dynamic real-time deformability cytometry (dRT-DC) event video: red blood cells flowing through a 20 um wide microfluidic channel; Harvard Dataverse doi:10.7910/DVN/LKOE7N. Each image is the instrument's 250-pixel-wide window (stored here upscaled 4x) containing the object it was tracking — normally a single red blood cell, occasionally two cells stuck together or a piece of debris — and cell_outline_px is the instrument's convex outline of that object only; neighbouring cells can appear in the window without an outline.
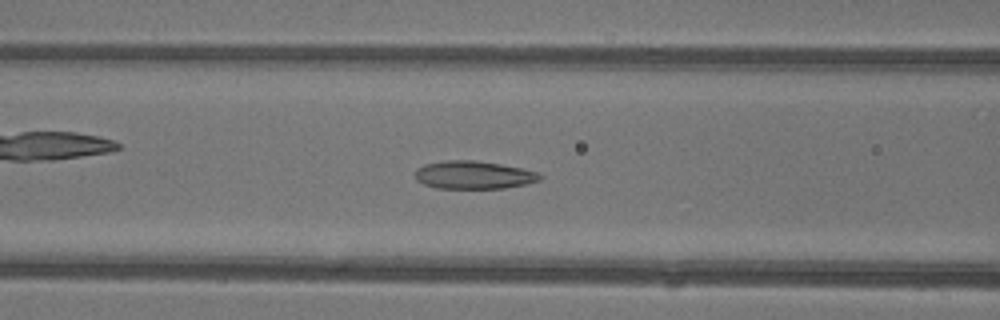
{"species": "common noctule bat (a hibernating species)", "species_latin": "Nyctalus noctula", "temperature_condition": "warm", "stored_images_in_passage": 37, "camera_frame_rate_fps": 3000, "um_per_image_px": 0.085, "animal": {"sex": "female"}, "frame": {"image": 1, "passage_image": 10, "time_ms": 3.0, "image_size_px": [1000, 320], "cell_outline_px": [[544, 176], [540, 180], [528, 184], [504, 188], [436, 188], [424, 184], [416, 180], [416, 168], [424, 164], [448, 160], [472, 160], [500, 164], [520, 168], [536, 172]], "centroid_in_image_um": [40.26, 14.87], "position_along_channel_um": 126.3, "area_um2": 20.29}}
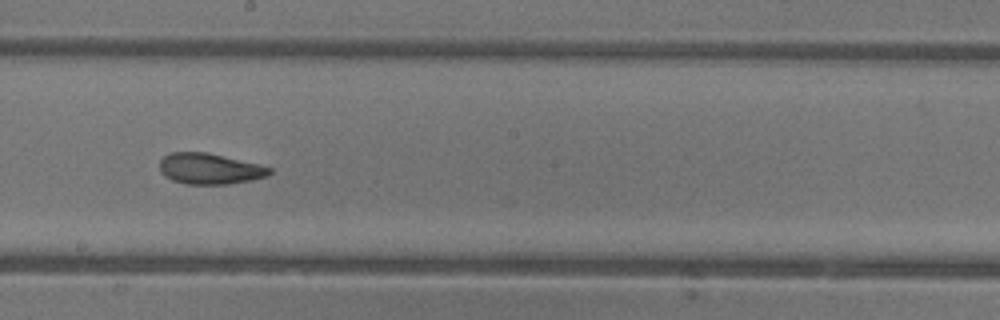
{"frame": {"image": 2, "passage_image": 17, "time_ms": 5.333, "image_size_px": [1000, 320], "cell_outline_px": [[272, 172], [268, 176], [252, 180], [228, 184], [184, 184], [172, 180], [164, 176], [160, 172], [160, 160], [164, 156], [172, 152], [208, 152], [260, 164], [272, 168]], "centroid_in_image_um": [17.84, 14.34], "position_along_channel_um": 230.4, "area_um2": 20.0}}
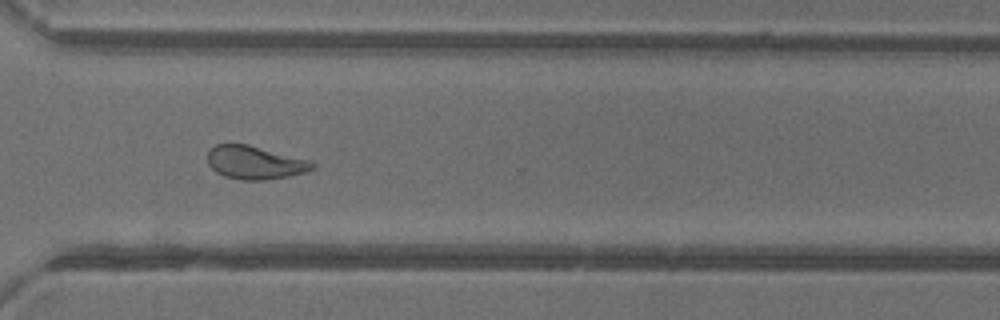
{"frame": {"image": 3, "passage_image": 25, "time_ms": 8.0, "image_size_px": [1000, 320], "cell_outline_px": [[316, 168], [304, 172], [288, 176], [264, 180], [240, 180], [224, 176], [216, 172], [208, 164], [208, 148], [216, 144], [248, 144], [312, 160], [316, 164]], "centroid_in_image_um": [21.68, 13.81], "position_along_channel_um": 348.9, "area_um2": 20.58}, "authors_computed_cell_mechanics": {"area_um2": 20.7502, "velocity_mm_per_s": 4.4591, "shape_relaxation_time_tau1_ms": null, "shape_relaxation_time_tau2_ms": 2.4278, "deformation_change_tau1": null, "deformation_change_tau2": 0.0915}}